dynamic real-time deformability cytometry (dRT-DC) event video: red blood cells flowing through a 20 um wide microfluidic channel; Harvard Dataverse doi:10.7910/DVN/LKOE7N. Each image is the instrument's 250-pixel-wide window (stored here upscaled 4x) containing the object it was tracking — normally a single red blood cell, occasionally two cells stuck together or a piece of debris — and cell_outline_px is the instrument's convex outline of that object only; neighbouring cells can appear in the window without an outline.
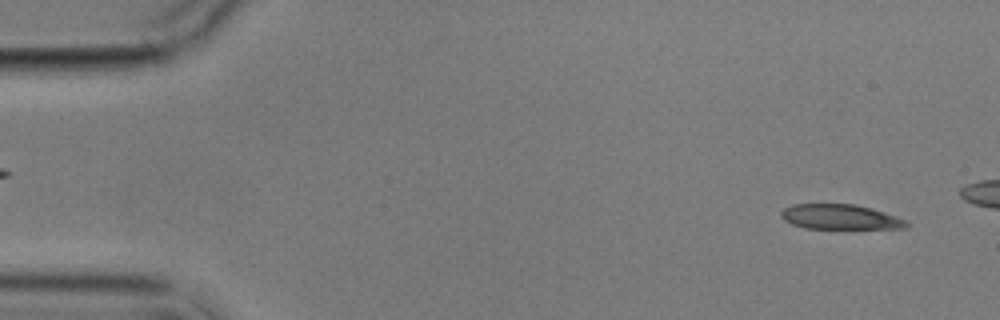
{"species": "common noctule bat (a hibernating species)", "species_latin": "Nyctalus noctula", "temperature_condition": "cold", "stored_images_in_passage": 5, "camera_frame_rate_fps": 3000, "um_per_image_px": 0.085, "animal": {"sex": "male", "body_mass_g": 17.9}, "frame": {"image": 1, "passage_image": 5, "time_ms": 5.333, "image_size_px": [1000, 320], "cell_outline_px": [[908, 228], [804, 228], [792, 224], [784, 220], [780, 216], [780, 212], [784, 208], [792, 204], [852, 204], [872, 208], [908, 220]], "centroid_in_image_um": [71.4, 18.43], "position_along_channel_um": 13.6, "area_um2": 18.21}}